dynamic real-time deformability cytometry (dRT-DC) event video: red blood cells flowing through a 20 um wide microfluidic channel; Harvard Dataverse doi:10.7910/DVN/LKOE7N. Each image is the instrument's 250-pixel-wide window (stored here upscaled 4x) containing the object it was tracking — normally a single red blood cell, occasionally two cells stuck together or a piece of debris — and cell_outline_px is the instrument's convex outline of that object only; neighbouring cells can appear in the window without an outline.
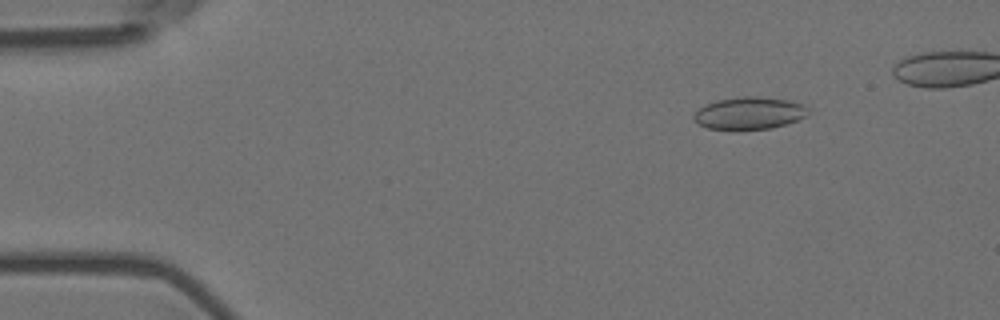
{"species": "Egyptian fruit bat (a non-hibernating species)", "species_latin": "Rousettus aegyptiacus", "temperature_condition": "room temperature", "stored_images_in_passage": 5, "camera_frame_rate_fps": 3000, "um_per_image_px": 0.085, "animal": {"sex": "female"}, "frame": {"image": 1, "passage_image": 1, "time_ms": 0.0, "image_size_px": [1000, 320], "cell_outline_px": [[808, 112], [804, 116], [796, 120], [772, 128], [736, 132], [708, 128], [700, 124], [692, 116], [700, 108], [716, 100], [744, 96], [756, 96], [788, 100], [804, 104]], "centroid_in_image_um": [63.66, 9.65], "position_along_channel_um": 21.3, "area_um2": 21.73}}
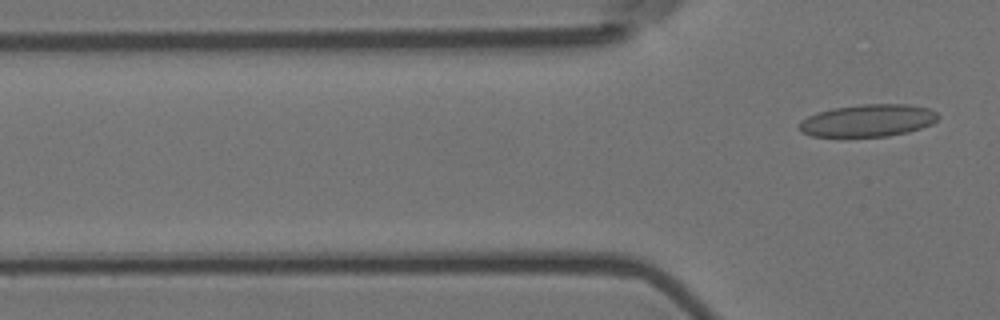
{"frame": {"image": 2, "passage_image": 5, "time_ms": 1.333, "image_size_px": [1000, 320], "cell_outline_px": [[940, 116], [932, 124], [908, 132], [888, 136], [812, 136], [800, 132], [800, 124], [808, 116], [816, 112], [832, 108], [860, 104], [908, 104], [928, 108], [936, 112]], "centroid_in_image_um": [73.79, 10.23], "position_along_channel_um": 52.0, "area_um2": 26.07}}